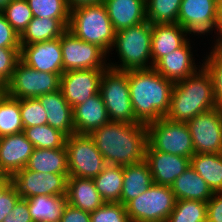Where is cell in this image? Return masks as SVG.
I'll return each mask as SVG.
<instances>
[{
    "label": "cell",
    "mask_w": 222,
    "mask_h": 222,
    "mask_svg": "<svg viewBox=\"0 0 222 222\" xmlns=\"http://www.w3.org/2000/svg\"><path fill=\"white\" fill-rule=\"evenodd\" d=\"M68 177V174L37 173L23 168L11 179L21 198L29 199L42 195L66 197Z\"/></svg>",
    "instance_id": "cell-12"
},
{
    "label": "cell",
    "mask_w": 222,
    "mask_h": 222,
    "mask_svg": "<svg viewBox=\"0 0 222 222\" xmlns=\"http://www.w3.org/2000/svg\"><path fill=\"white\" fill-rule=\"evenodd\" d=\"M215 35V38L212 40V45L209 43L212 48L211 50L214 53H217L219 55H222V26H216V30L213 34V37Z\"/></svg>",
    "instance_id": "cell-47"
},
{
    "label": "cell",
    "mask_w": 222,
    "mask_h": 222,
    "mask_svg": "<svg viewBox=\"0 0 222 222\" xmlns=\"http://www.w3.org/2000/svg\"><path fill=\"white\" fill-rule=\"evenodd\" d=\"M73 122L76 134L88 135L110 122L100 93L73 108Z\"/></svg>",
    "instance_id": "cell-22"
},
{
    "label": "cell",
    "mask_w": 222,
    "mask_h": 222,
    "mask_svg": "<svg viewBox=\"0 0 222 222\" xmlns=\"http://www.w3.org/2000/svg\"><path fill=\"white\" fill-rule=\"evenodd\" d=\"M216 26H222V0H217Z\"/></svg>",
    "instance_id": "cell-51"
},
{
    "label": "cell",
    "mask_w": 222,
    "mask_h": 222,
    "mask_svg": "<svg viewBox=\"0 0 222 222\" xmlns=\"http://www.w3.org/2000/svg\"><path fill=\"white\" fill-rule=\"evenodd\" d=\"M12 0H0V12L11 2Z\"/></svg>",
    "instance_id": "cell-52"
},
{
    "label": "cell",
    "mask_w": 222,
    "mask_h": 222,
    "mask_svg": "<svg viewBox=\"0 0 222 222\" xmlns=\"http://www.w3.org/2000/svg\"><path fill=\"white\" fill-rule=\"evenodd\" d=\"M151 45L152 24L148 21L120 30L116 32L111 54H108V66L122 71L153 68ZM114 50L118 62H111L110 55H116L112 53Z\"/></svg>",
    "instance_id": "cell-4"
},
{
    "label": "cell",
    "mask_w": 222,
    "mask_h": 222,
    "mask_svg": "<svg viewBox=\"0 0 222 222\" xmlns=\"http://www.w3.org/2000/svg\"><path fill=\"white\" fill-rule=\"evenodd\" d=\"M68 176L94 179L107 165L88 134H72L66 138Z\"/></svg>",
    "instance_id": "cell-9"
},
{
    "label": "cell",
    "mask_w": 222,
    "mask_h": 222,
    "mask_svg": "<svg viewBox=\"0 0 222 222\" xmlns=\"http://www.w3.org/2000/svg\"><path fill=\"white\" fill-rule=\"evenodd\" d=\"M145 160L149 165L153 182L158 185L171 186L190 165V158L154 150L149 144Z\"/></svg>",
    "instance_id": "cell-19"
},
{
    "label": "cell",
    "mask_w": 222,
    "mask_h": 222,
    "mask_svg": "<svg viewBox=\"0 0 222 222\" xmlns=\"http://www.w3.org/2000/svg\"><path fill=\"white\" fill-rule=\"evenodd\" d=\"M33 222H59L67 204L63 196H33L26 199Z\"/></svg>",
    "instance_id": "cell-30"
},
{
    "label": "cell",
    "mask_w": 222,
    "mask_h": 222,
    "mask_svg": "<svg viewBox=\"0 0 222 222\" xmlns=\"http://www.w3.org/2000/svg\"><path fill=\"white\" fill-rule=\"evenodd\" d=\"M24 128L47 124L46 111L37 98L19 99Z\"/></svg>",
    "instance_id": "cell-39"
},
{
    "label": "cell",
    "mask_w": 222,
    "mask_h": 222,
    "mask_svg": "<svg viewBox=\"0 0 222 222\" xmlns=\"http://www.w3.org/2000/svg\"><path fill=\"white\" fill-rule=\"evenodd\" d=\"M34 145L23 132L0 137V173L12 177L25 168Z\"/></svg>",
    "instance_id": "cell-18"
},
{
    "label": "cell",
    "mask_w": 222,
    "mask_h": 222,
    "mask_svg": "<svg viewBox=\"0 0 222 222\" xmlns=\"http://www.w3.org/2000/svg\"><path fill=\"white\" fill-rule=\"evenodd\" d=\"M166 222H207V202L176 200Z\"/></svg>",
    "instance_id": "cell-35"
},
{
    "label": "cell",
    "mask_w": 222,
    "mask_h": 222,
    "mask_svg": "<svg viewBox=\"0 0 222 222\" xmlns=\"http://www.w3.org/2000/svg\"><path fill=\"white\" fill-rule=\"evenodd\" d=\"M153 178L146 160L123 166V188L121 204L137 198L153 184Z\"/></svg>",
    "instance_id": "cell-25"
},
{
    "label": "cell",
    "mask_w": 222,
    "mask_h": 222,
    "mask_svg": "<svg viewBox=\"0 0 222 222\" xmlns=\"http://www.w3.org/2000/svg\"><path fill=\"white\" fill-rule=\"evenodd\" d=\"M8 91V80L0 74V95H6Z\"/></svg>",
    "instance_id": "cell-50"
},
{
    "label": "cell",
    "mask_w": 222,
    "mask_h": 222,
    "mask_svg": "<svg viewBox=\"0 0 222 222\" xmlns=\"http://www.w3.org/2000/svg\"><path fill=\"white\" fill-rule=\"evenodd\" d=\"M91 222H130L126 208L121 203L105 202L90 213Z\"/></svg>",
    "instance_id": "cell-40"
},
{
    "label": "cell",
    "mask_w": 222,
    "mask_h": 222,
    "mask_svg": "<svg viewBox=\"0 0 222 222\" xmlns=\"http://www.w3.org/2000/svg\"><path fill=\"white\" fill-rule=\"evenodd\" d=\"M182 0H146V18L150 24L178 23Z\"/></svg>",
    "instance_id": "cell-34"
},
{
    "label": "cell",
    "mask_w": 222,
    "mask_h": 222,
    "mask_svg": "<svg viewBox=\"0 0 222 222\" xmlns=\"http://www.w3.org/2000/svg\"><path fill=\"white\" fill-rule=\"evenodd\" d=\"M20 60V48H0V74L8 81Z\"/></svg>",
    "instance_id": "cell-41"
},
{
    "label": "cell",
    "mask_w": 222,
    "mask_h": 222,
    "mask_svg": "<svg viewBox=\"0 0 222 222\" xmlns=\"http://www.w3.org/2000/svg\"><path fill=\"white\" fill-rule=\"evenodd\" d=\"M20 36L0 12V48H20Z\"/></svg>",
    "instance_id": "cell-42"
},
{
    "label": "cell",
    "mask_w": 222,
    "mask_h": 222,
    "mask_svg": "<svg viewBox=\"0 0 222 222\" xmlns=\"http://www.w3.org/2000/svg\"><path fill=\"white\" fill-rule=\"evenodd\" d=\"M195 153H222V110L213 108L186 122Z\"/></svg>",
    "instance_id": "cell-14"
},
{
    "label": "cell",
    "mask_w": 222,
    "mask_h": 222,
    "mask_svg": "<svg viewBox=\"0 0 222 222\" xmlns=\"http://www.w3.org/2000/svg\"><path fill=\"white\" fill-rule=\"evenodd\" d=\"M12 185V179L9 176L2 175L0 177V197Z\"/></svg>",
    "instance_id": "cell-49"
},
{
    "label": "cell",
    "mask_w": 222,
    "mask_h": 222,
    "mask_svg": "<svg viewBox=\"0 0 222 222\" xmlns=\"http://www.w3.org/2000/svg\"><path fill=\"white\" fill-rule=\"evenodd\" d=\"M175 202L171 186L153 183L148 190L129 201L125 208L130 222H166Z\"/></svg>",
    "instance_id": "cell-7"
},
{
    "label": "cell",
    "mask_w": 222,
    "mask_h": 222,
    "mask_svg": "<svg viewBox=\"0 0 222 222\" xmlns=\"http://www.w3.org/2000/svg\"><path fill=\"white\" fill-rule=\"evenodd\" d=\"M59 222H91L90 213L67 203Z\"/></svg>",
    "instance_id": "cell-46"
},
{
    "label": "cell",
    "mask_w": 222,
    "mask_h": 222,
    "mask_svg": "<svg viewBox=\"0 0 222 222\" xmlns=\"http://www.w3.org/2000/svg\"><path fill=\"white\" fill-rule=\"evenodd\" d=\"M3 222H33L26 199L20 198Z\"/></svg>",
    "instance_id": "cell-44"
},
{
    "label": "cell",
    "mask_w": 222,
    "mask_h": 222,
    "mask_svg": "<svg viewBox=\"0 0 222 222\" xmlns=\"http://www.w3.org/2000/svg\"><path fill=\"white\" fill-rule=\"evenodd\" d=\"M66 30L67 27L59 19L33 17L20 35V45L54 40Z\"/></svg>",
    "instance_id": "cell-28"
},
{
    "label": "cell",
    "mask_w": 222,
    "mask_h": 222,
    "mask_svg": "<svg viewBox=\"0 0 222 222\" xmlns=\"http://www.w3.org/2000/svg\"><path fill=\"white\" fill-rule=\"evenodd\" d=\"M203 57V67L212 79L213 96L216 107L222 110V55L214 53L211 48ZM208 54V55H207Z\"/></svg>",
    "instance_id": "cell-38"
},
{
    "label": "cell",
    "mask_w": 222,
    "mask_h": 222,
    "mask_svg": "<svg viewBox=\"0 0 222 222\" xmlns=\"http://www.w3.org/2000/svg\"><path fill=\"white\" fill-rule=\"evenodd\" d=\"M115 32L147 21L146 0H104Z\"/></svg>",
    "instance_id": "cell-21"
},
{
    "label": "cell",
    "mask_w": 222,
    "mask_h": 222,
    "mask_svg": "<svg viewBox=\"0 0 222 222\" xmlns=\"http://www.w3.org/2000/svg\"><path fill=\"white\" fill-rule=\"evenodd\" d=\"M25 168L37 173L68 174L66 147L55 149L34 148Z\"/></svg>",
    "instance_id": "cell-27"
},
{
    "label": "cell",
    "mask_w": 222,
    "mask_h": 222,
    "mask_svg": "<svg viewBox=\"0 0 222 222\" xmlns=\"http://www.w3.org/2000/svg\"><path fill=\"white\" fill-rule=\"evenodd\" d=\"M103 71L83 69L63 72L60 76V90L72 108L99 93Z\"/></svg>",
    "instance_id": "cell-15"
},
{
    "label": "cell",
    "mask_w": 222,
    "mask_h": 222,
    "mask_svg": "<svg viewBox=\"0 0 222 222\" xmlns=\"http://www.w3.org/2000/svg\"><path fill=\"white\" fill-rule=\"evenodd\" d=\"M19 99L0 95V137L23 132Z\"/></svg>",
    "instance_id": "cell-32"
},
{
    "label": "cell",
    "mask_w": 222,
    "mask_h": 222,
    "mask_svg": "<svg viewBox=\"0 0 222 222\" xmlns=\"http://www.w3.org/2000/svg\"><path fill=\"white\" fill-rule=\"evenodd\" d=\"M207 222H222V192H216L207 202Z\"/></svg>",
    "instance_id": "cell-45"
},
{
    "label": "cell",
    "mask_w": 222,
    "mask_h": 222,
    "mask_svg": "<svg viewBox=\"0 0 222 222\" xmlns=\"http://www.w3.org/2000/svg\"><path fill=\"white\" fill-rule=\"evenodd\" d=\"M146 126L148 144L154 150L187 158L195 155L186 122H174L162 117Z\"/></svg>",
    "instance_id": "cell-8"
},
{
    "label": "cell",
    "mask_w": 222,
    "mask_h": 222,
    "mask_svg": "<svg viewBox=\"0 0 222 222\" xmlns=\"http://www.w3.org/2000/svg\"><path fill=\"white\" fill-rule=\"evenodd\" d=\"M191 43H194V41L191 40L190 36V38L180 48L160 58L153 65V68L164 78L172 81L173 83L190 77L203 67V63L195 60L196 53L193 54L197 51L193 48L196 43Z\"/></svg>",
    "instance_id": "cell-16"
},
{
    "label": "cell",
    "mask_w": 222,
    "mask_h": 222,
    "mask_svg": "<svg viewBox=\"0 0 222 222\" xmlns=\"http://www.w3.org/2000/svg\"><path fill=\"white\" fill-rule=\"evenodd\" d=\"M63 72L68 70L106 69L108 54L98 45L79 39L68 29L61 35Z\"/></svg>",
    "instance_id": "cell-11"
},
{
    "label": "cell",
    "mask_w": 222,
    "mask_h": 222,
    "mask_svg": "<svg viewBox=\"0 0 222 222\" xmlns=\"http://www.w3.org/2000/svg\"><path fill=\"white\" fill-rule=\"evenodd\" d=\"M37 99L46 111L48 125L60 130L67 137L75 134L73 108L64 98L60 89L41 95Z\"/></svg>",
    "instance_id": "cell-20"
},
{
    "label": "cell",
    "mask_w": 222,
    "mask_h": 222,
    "mask_svg": "<svg viewBox=\"0 0 222 222\" xmlns=\"http://www.w3.org/2000/svg\"><path fill=\"white\" fill-rule=\"evenodd\" d=\"M23 133L34 148L41 149L63 148L67 138L63 132L48 124L24 128Z\"/></svg>",
    "instance_id": "cell-33"
},
{
    "label": "cell",
    "mask_w": 222,
    "mask_h": 222,
    "mask_svg": "<svg viewBox=\"0 0 222 222\" xmlns=\"http://www.w3.org/2000/svg\"><path fill=\"white\" fill-rule=\"evenodd\" d=\"M190 165L213 193L222 192V153H195Z\"/></svg>",
    "instance_id": "cell-29"
},
{
    "label": "cell",
    "mask_w": 222,
    "mask_h": 222,
    "mask_svg": "<svg viewBox=\"0 0 222 222\" xmlns=\"http://www.w3.org/2000/svg\"><path fill=\"white\" fill-rule=\"evenodd\" d=\"M67 29L79 39L96 44L110 54L116 32L103 3L71 9Z\"/></svg>",
    "instance_id": "cell-5"
},
{
    "label": "cell",
    "mask_w": 222,
    "mask_h": 222,
    "mask_svg": "<svg viewBox=\"0 0 222 222\" xmlns=\"http://www.w3.org/2000/svg\"><path fill=\"white\" fill-rule=\"evenodd\" d=\"M93 181L104 202L121 203L123 166L107 164Z\"/></svg>",
    "instance_id": "cell-31"
},
{
    "label": "cell",
    "mask_w": 222,
    "mask_h": 222,
    "mask_svg": "<svg viewBox=\"0 0 222 222\" xmlns=\"http://www.w3.org/2000/svg\"><path fill=\"white\" fill-rule=\"evenodd\" d=\"M99 93L110 122L139 123L132 108L128 71L107 67L103 71Z\"/></svg>",
    "instance_id": "cell-6"
},
{
    "label": "cell",
    "mask_w": 222,
    "mask_h": 222,
    "mask_svg": "<svg viewBox=\"0 0 222 222\" xmlns=\"http://www.w3.org/2000/svg\"><path fill=\"white\" fill-rule=\"evenodd\" d=\"M20 198L21 196L13 185L2 194L0 197V222H3L5 217L10 214Z\"/></svg>",
    "instance_id": "cell-43"
},
{
    "label": "cell",
    "mask_w": 222,
    "mask_h": 222,
    "mask_svg": "<svg viewBox=\"0 0 222 222\" xmlns=\"http://www.w3.org/2000/svg\"><path fill=\"white\" fill-rule=\"evenodd\" d=\"M103 1L104 0H66L70 10L81 5L99 4L103 3Z\"/></svg>",
    "instance_id": "cell-48"
},
{
    "label": "cell",
    "mask_w": 222,
    "mask_h": 222,
    "mask_svg": "<svg viewBox=\"0 0 222 222\" xmlns=\"http://www.w3.org/2000/svg\"><path fill=\"white\" fill-rule=\"evenodd\" d=\"M216 108L212 79L204 67L184 80L174 83L170 109L165 116L174 122H187L196 115Z\"/></svg>",
    "instance_id": "cell-3"
},
{
    "label": "cell",
    "mask_w": 222,
    "mask_h": 222,
    "mask_svg": "<svg viewBox=\"0 0 222 222\" xmlns=\"http://www.w3.org/2000/svg\"><path fill=\"white\" fill-rule=\"evenodd\" d=\"M89 136L107 164L126 166L145 160L147 126L142 123L109 122Z\"/></svg>",
    "instance_id": "cell-1"
},
{
    "label": "cell",
    "mask_w": 222,
    "mask_h": 222,
    "mask_svg": "<svg viewBox=\"0 0 222 222\" xmlns=\"http://www.w3.org/2000/svg\"><path fill=\"white\" fill-rule=\"evenodd\" d=\"M20 60L40 72L63 74L60 38L20 45Z\"/></svg>",
    "instance_id": "cell-17"
},
{
    "label": "cell",
    "mask_w": 222,
    "mask_h": 222,
    "mask_svg": "<svg viewBox=\"0 0 222 222\" xmlns=\"http://www.w3.org/2000/svg\"><path fill=\"white\" fill-rule=\"evenodd\" d=\"M2 12L19 36L34 17L27 0H12Z\"/></svg>",
    "instance_id": "cell-37"
},
{
    "label": "cell",
    "mask_w": 222,
    "mask_h": 222,
    "mask_svg": "<svg viewBox=\"0 0 222 222\" xmlns=\"http://www.w3.org/2000/svg\"><path fill=\"white\" fill-rule=\"evenodd\" d=\"M66 198L69 205L89 213L105 203L93 179L80 177H68Z\"/></svg>",
    "instance_id": "cell-24"
},
{
    "label": "cell",
    "mask_w": 222,
    "mask_h": 222,
    "mask_svg": "<svg viewBox=\"0 0 222 222\" xmlns=\"http://www.w3.org/2000/svg\"><path fill=\"white\" fill-rule=\"evenodd\" d=\"M128 84L132 108L139 123L147 125L168 114L172 81L149 68L129 70Z\"/></svg>",
    "instance_id": "cell-2"
},
{
    "label": "cell",
    "mask_w": 222,
    "mask_h": 222,
    "mask_svg": "<svg viewBox=\"0 0 222 222\" xmlns=\"http://www.w3.org/2000/svg\"><path fill=\"white\" fill-rule=\"evenodd\" d=\"M217 0H182L178 24L191 36L200 39L212 35L216 30ZM211 33V34H210Z\"/></svg>",
    "instance_id": "cell-13"
},
{
    "label": "cell",
    "mask_w": 222,
    "mask_h": 222,
    "mask_svg": "<svg viewBox=\"0 0 222 222\" xmlns=\"http://www.w3.org/2000/svg\"><path fill=\"white\" fill-rule=\"evenodd\" d=\"M190 36L178 23L152 24V66L160 58L180 48Z\"/></svg>",
    "instance_id": "cell-23"
},
{
    "label": "cell",
    "mask_w": 222,
    "mask_h": 222,
    "mask_svg": "<svg viewBox=\"0 0 222 222\" xmlns=\"http://www.w3.org/2000/svg\"><path fill=\"white\" fill-rule=\"evenodd\" d=\"M176 200H199L208 202L213 191L206 181L190 166L171 185Z\"/></svg>",
    "instance_id": "cell-26"
},
{
    "label": "cell",
    "mask_w": 222,
    "mask_h": 222,
    "mask_svg": "<svg viewBox=\"0 0 222 222\" xmlns=\"http://www.w3.org/2000/svg\"><path fill=\"white\" fill-rule=\"evenodd\" d=\"M59 89V74L40 72L19 60L8 81L7 95L15 99L37 98Z\"/></svg>",
    "instance_id": "cell-10"
},
{
    "label": "cell",
    "mask_w": 222,
    "mask_h": 222,
    "mask_svg": "<svg viewBox=\"0 0 222 222\" xmlns=\"http://www.w3.org/2000/svg\"><path fill=\"white\" fill-rule=\"evenodd\" d=\"M34 17L59 19L67 28L70 9L66 0H27Z\"/></svg>",
    "instance_id": "cell-36"
}]
</instances>
